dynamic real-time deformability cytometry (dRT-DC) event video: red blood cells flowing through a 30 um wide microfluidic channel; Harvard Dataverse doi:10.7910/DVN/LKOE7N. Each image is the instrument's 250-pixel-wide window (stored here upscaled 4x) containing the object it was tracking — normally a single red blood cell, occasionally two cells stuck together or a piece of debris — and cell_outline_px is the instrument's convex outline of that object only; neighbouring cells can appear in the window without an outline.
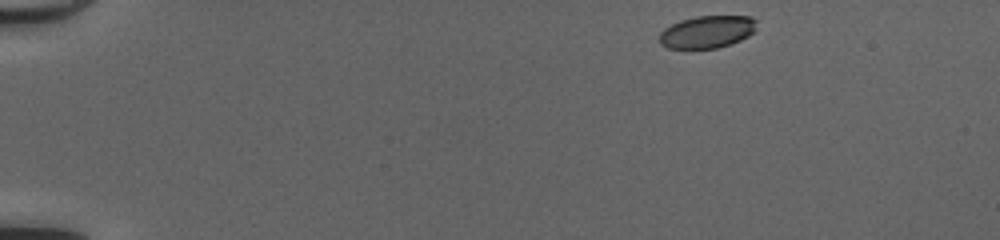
{"species": "common noctule bat (a hibernating species)", "species_latin": "Nyctalus noctula", "temperature_condition": "cold", "stored_images_in_passage": 44, "camera_frame_rate_fps": 3000, "um_per_image_px": 0.085, "animal": {"sex": "female", "body_mass_g": 20.0, "forearm_length_mm": 54.0}, "frame": {"image": 1, "passage_image": 1, "time_ms": 0.0, "image_size_px": [1000, 240], "cell_outline_px": [[756, 32], [732, 44], [716, 48], [668, 48], [660, 44], [660, 32], [664, 28], [680, 20], [696, 16], [752, 16], [756, 20]], "centroid_in_image_um": [60.13, 2.7], "position_along_channel_um": 24.9, "area_um2": 18.5}}
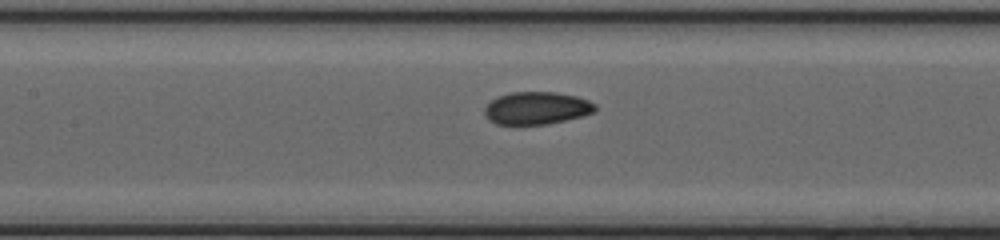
{"frame": {"image": 2, "passage_image": 19, "time_ms": 6.0, "image_size_px": [1000, 240], "cell_outline_px": [[596, 112], [584, 116], [548, 124], [496, 124], [488, 120], [484, 116], [484, 108], [492, 100], [500, 96], [512, 92], [556, 92], [576, 96], [588, 100], [596, 104]], "centroid_in_image_um": [45.64, 9.2], "position_along_channel_um": 161.8, "area_um2": 21.1}}
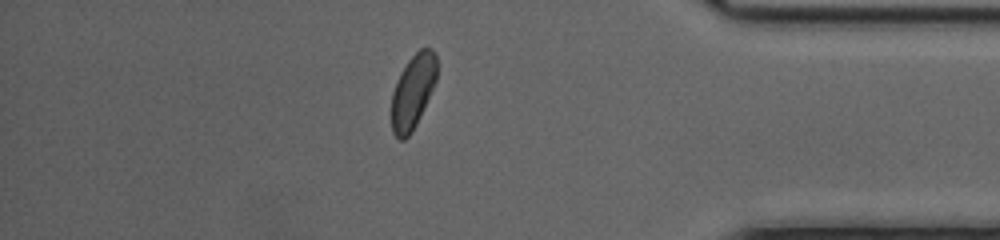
{"frame": {"image": 3, "passage_image": 38, "time_ms": 12.333, "image_size_px": [1000, 240], "cell_outline_px": [[436, 80], [416, 124], [412, 132], [404, 140], [400, 140], [392, 132], [392, 92], [400, 72], [408, 60], [420, 48], [432, 48], [436, 52]], "centroid_in_image_um": [35.08, 7.76], "position_along_channel_um": 400.1, "area_um2": 19.36}, "authors_computed_cell_mechanics": {"area_um2": 20.3456, "velocity_mm_per_s": 4.1369, "shape_relaxation_time_tau1_ms": 2.8819, "shape_relaxation_time_tau2_ms": 1.7396, "deformation_change_tau1": 0.1044, "deformation_change_tau2": 0.05}}